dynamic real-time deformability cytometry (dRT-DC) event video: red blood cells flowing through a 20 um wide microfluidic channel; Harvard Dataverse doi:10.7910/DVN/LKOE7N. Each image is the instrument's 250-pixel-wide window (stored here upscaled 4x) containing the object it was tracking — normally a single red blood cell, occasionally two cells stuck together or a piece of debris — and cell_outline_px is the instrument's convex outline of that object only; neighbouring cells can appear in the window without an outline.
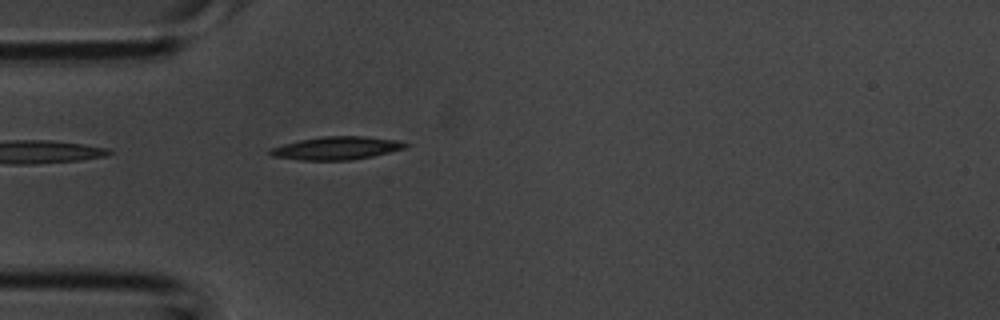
{"species": "common noctule bat (a hibernating species)", "species_latin": "Nyctalus noctula", "temperature_condition": "room temperature", "stored_images_in_passage": 5, "camera_frame_rate_fps": 3000, "um_per_image_px": 0.085, "animal": {"sex": "male", "body_mass_g": 20.1, "forearm_length_mm": 53.5}, "frame": {"image": 1, "passage_image": 5, "time_ms": 1.333, "image_size_px": [1000, 320], "cell_outline_px": [[408, 144], [404, 148], [372, 156], [352, 160], [300, 160], [272, 156], [268, 152], [268, 148], [300, 140], [324, 136], [364, 136], [400, 140]], "centroid_in_image_um": [28.58, 12.59], "position_along_channel_um": 56.4, "area_um2": 18.09}}